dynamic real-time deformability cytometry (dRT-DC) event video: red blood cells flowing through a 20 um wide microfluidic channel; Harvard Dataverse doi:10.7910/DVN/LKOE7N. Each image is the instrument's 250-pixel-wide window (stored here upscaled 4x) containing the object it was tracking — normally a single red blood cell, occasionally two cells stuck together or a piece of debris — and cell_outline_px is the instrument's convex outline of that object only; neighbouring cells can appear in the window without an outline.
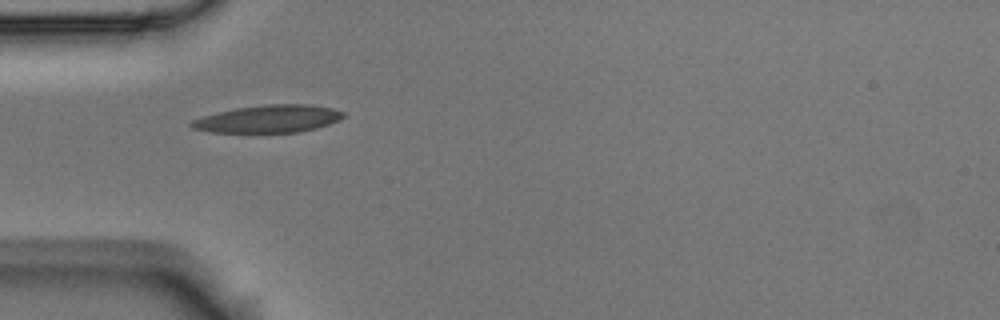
{"species": "Egyptian fruit bat (a non-hibernating species)", "species_latin": "Rousettus aegyptiacus", "temperature_condition": "room temperature", "stored_images_in_passage": 9, "camera_frame_rate_fps": 3000, "um_per_image_px": 0.085, "animal": {"sex": "male"}, "frame": {"image": 1, "passage_image": 1, "time_ms": 0.0, "image_size_px": [1000, 320], "cell_outline_px": [[344, 116], [328, 124], [316, 128], [300, 132], [208, 132], [192, 128], [188, 124], [192, 120], [216, 112], [236, 108], [268, 104], [308, 104], [332, 108], [344, 112]], "centroid_in_image_um": [22.78, 10.1], "position_along_channel_um": 62.2, "area_um2": 24.22}}
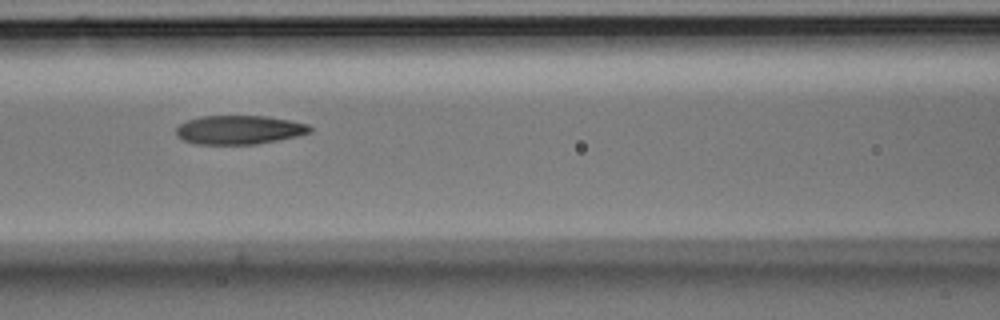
{"frame": {"image": 2, "passage_image": 3, "time_ms": 0.667, "image_size_px": [1000, 320], "cell_outline_px": [[312, 132], [296, 136], [256, 144], [196, 144], [184, 140], [176, 136], [176, 128], [180, 124], [188, 120], [200, 116], [268, 116], [308, 124], [312, 128]], "centroid_in_image_um": [20.32, 11.03], "position_along_channel_um": 146.3, "area_um2": 22.43}}
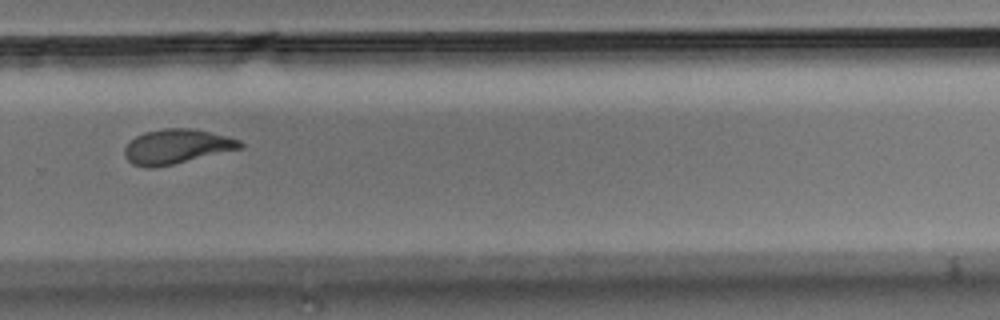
{"frame": {"image": 3, "passage_image": 7, "time_ms": 2.0, "image_size_px": [1000, 320], "cell_outline_px": [[244, 148], [172, 164], [152, 168], [148, 168], [132, 164], [124, 156], [124, 148], [136, 136], [144, 132], [164, 128], [196, 128], [228, 136], [240, 140], [244, 144]], "centroid_in_image_um": [15.05, 12.44], "position_along_channel_um": 314.8, "area_um2": 23.41}}